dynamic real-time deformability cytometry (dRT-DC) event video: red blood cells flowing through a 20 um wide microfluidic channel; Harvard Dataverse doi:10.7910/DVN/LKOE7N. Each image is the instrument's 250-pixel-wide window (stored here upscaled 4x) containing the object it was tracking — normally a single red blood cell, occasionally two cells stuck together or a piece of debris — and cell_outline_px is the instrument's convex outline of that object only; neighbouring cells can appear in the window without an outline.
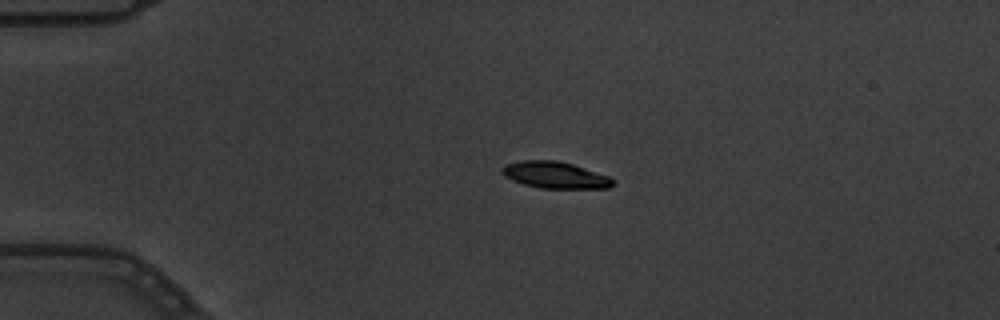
{"species": "common noctule bat (a hibernating species)", "species_latin": "Nyctalus noctula", "temperature_condition": "warm", "stored_images_in_passage": 3, "camera_frame_rate_fps": 3000, "um_per_image_px": 0.085, "animal": {"sex": "male", "body_mass_g": 19.5, "forearm_length_mm": 54.6}, "frame": {"image": 1, "passage_image": 2, "time_ms": 0.333, "image_size_px": [1000, 320], "cell_outline_px": [[616, 184], [608, 188], [540, 188], [524, 184], [512, 180], [504, 176], [500, 172], [500, 168], [504, 164], [520, 160], [556, 160], [572, 164], [608, 176]], "centroid_in_image_um": [47.12, 14.87], "position_along_channel_um": 37.9, "area_um2": 17.22}}